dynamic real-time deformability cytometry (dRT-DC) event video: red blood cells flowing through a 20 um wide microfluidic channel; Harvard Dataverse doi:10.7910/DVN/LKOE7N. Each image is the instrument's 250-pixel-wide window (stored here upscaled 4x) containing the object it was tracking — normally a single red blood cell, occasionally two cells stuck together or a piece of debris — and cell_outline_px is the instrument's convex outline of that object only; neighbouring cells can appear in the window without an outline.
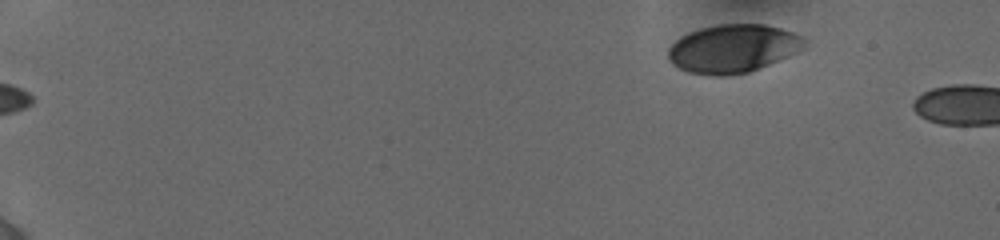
{"species": "human", "species_latin": "Homo sapiens", "temperature_condition": "cold", "stored_images_in_passage": 7, "camera_frame_rate_fps": 3000, "um_per_image_px": 0.085, "donor": {"sex": "female"}, "frame": {"image": 1, "passage_image": 1, "time_ms": 0.0, "image_size_px": [1000, 240], "cell_outline_px": [[804, 48], [788, 56], [748, 72], [724, 76], [716, 76], [688, 72], [672, 64], [668, 60], [668, 48], [680, 36], [700, 28], [720, 24], [764, 24], [780, 28], [792, 32], [800, 36], [804, 40]], "centroid_in_image_um": [62.26, 4.13], "position_along_channel_um": 22.7, "area_um2": 38.03}}